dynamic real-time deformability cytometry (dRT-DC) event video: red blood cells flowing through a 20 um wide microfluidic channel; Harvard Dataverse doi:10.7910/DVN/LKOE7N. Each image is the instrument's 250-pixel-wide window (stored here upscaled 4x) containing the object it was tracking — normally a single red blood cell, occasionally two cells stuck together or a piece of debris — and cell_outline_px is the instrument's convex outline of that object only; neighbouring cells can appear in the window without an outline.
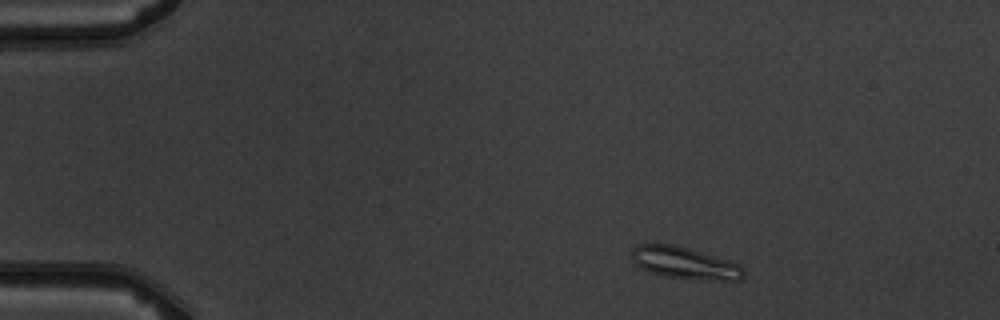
{"species": "common noctule bat (a hibernating species)", "species_latin": "Nyctalus noctula", "temperature_condition": "warm", "stored_images_in_passage": 3, "camera_frame_rate_fps": 3000, "um_per_image_px": 0.085, "animal": {"sex": "male", "body_mass_g": 19.5, "forearm_length_mm": 54.6}, "frame": {"image": 1, "passage_image": 1, "time_ms": 0.0, "image_size_px": [1000, 320], "cell_outline_px": [[744, 276], [740, 280], [704, 280], [664, 276], [648, 272], [640, 268], [632, 260], [632, 248], [636, 244], [668, 244], [688, 248], [728, 260], [740, 264], [744, 268]], "centroid_in_image_um": [58.19, 22.36], "position_along_channel_um": 26.8, "area_um2": 20.87}}